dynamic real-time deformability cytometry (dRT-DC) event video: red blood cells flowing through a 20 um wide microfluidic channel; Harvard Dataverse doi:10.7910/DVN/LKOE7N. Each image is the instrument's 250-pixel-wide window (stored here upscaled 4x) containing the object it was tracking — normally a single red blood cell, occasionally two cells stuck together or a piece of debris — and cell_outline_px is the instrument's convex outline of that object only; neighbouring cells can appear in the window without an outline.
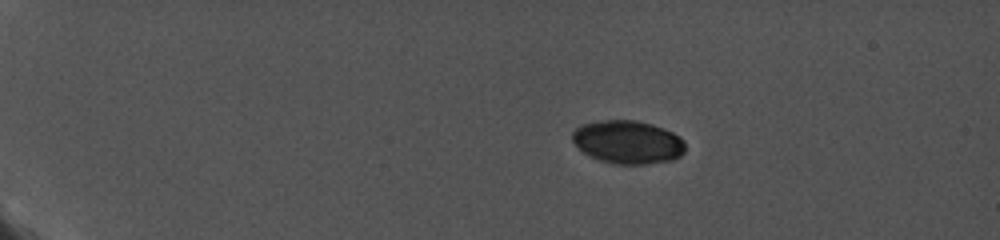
{"species": "common noctule bat (a hibernating species)", "species_latin": "Nyctalus noctula", "temperature_condition": "cold", "stored_images_in_passage": 21, "camera_frame_rate_fps": 5000, "um_per_image_px": 0.085, "animal": {"sex": "female", "body_mass_g": 19.0, "forearm_length_mm": 56.7}, "frame": {"image": 1, "passage_image": 1, "time_ms": 0.0, "image_size_px": [1000, 240], "cell_outline_px": [[684, 152], [680, 156], [672, 160], [644, 164], [612, 164], [600, 160], [584, 152], [572, 140], [572, 132], [580, 124], [604, 120], [636, 120], [652, 124], [664, 128], [680, 136], [684, 140]], "centroid_in_image_um": [53.38, 12.07], "position_along_channel_um": 31.6, "area_um2": 28.44}}